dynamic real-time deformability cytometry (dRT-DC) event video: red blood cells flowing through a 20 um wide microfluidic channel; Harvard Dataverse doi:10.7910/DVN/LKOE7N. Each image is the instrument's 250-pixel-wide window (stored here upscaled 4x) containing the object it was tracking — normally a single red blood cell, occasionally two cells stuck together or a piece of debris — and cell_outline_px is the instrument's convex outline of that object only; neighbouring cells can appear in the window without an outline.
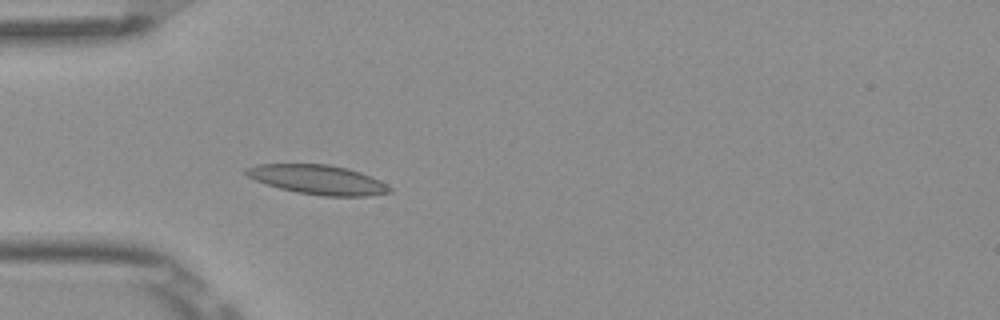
{"species": "Egyptian fruit bat (a non-hibernating species)", "species_latin": "Rousettus aegyptiacus", "temperature_condition": "room temperature", "stored_images_in_passage": 4, "camera_frame_rate_fps": 3000, "um_per_image_px": 0.085, "frame": {"image": 1, "passage_image": 4, "time_ms": 1.0, "image_size_px": [1000, 320], "cell_outline_px": [[392, 192], [368, 196], [324, 196], [296, 192], [280, 188], [256, 180], [248, 176], [244, 172], [244, 168], [256, 164], [328, 164], [348, 168], [360, 172], [380, 180], [392, 188]], "centroid_in_image_um": [27.03, 15.27], "position_along_channel_um": 58.0, "area_um2": 24.57}}